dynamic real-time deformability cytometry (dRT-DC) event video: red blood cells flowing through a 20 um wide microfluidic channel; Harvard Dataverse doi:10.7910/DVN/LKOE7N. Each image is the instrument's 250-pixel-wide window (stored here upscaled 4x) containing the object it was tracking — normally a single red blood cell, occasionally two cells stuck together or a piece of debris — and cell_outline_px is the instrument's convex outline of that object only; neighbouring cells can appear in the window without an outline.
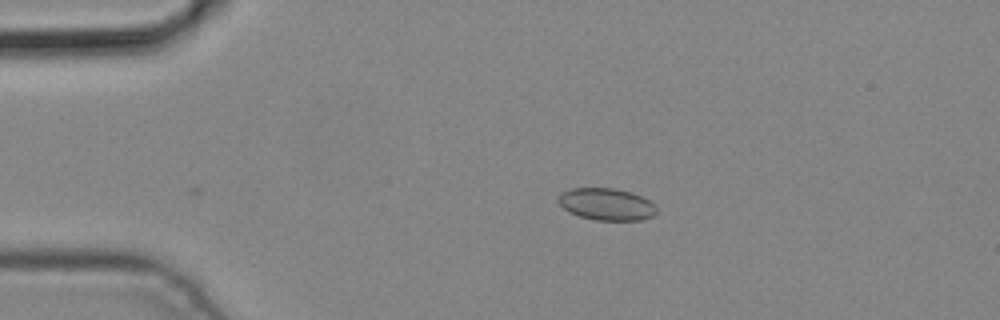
{"species": "common noctule bat (a hibernating species)", "species_latin": "Nyctalus noctula", "temperature_condition": "cold", "stored_images_in_passage": 3, "camera_frame_rate_fps": 3000, "um_per_image_px": 0.085, "animal": {"sex": "male", "body_mass_g": 19.2, "forearm_length_mm": 51.8}, "frame": {"image": 1, "passage_image": 1, "time_ms": 0.0, "image_size_px": [1000, 320], "cell_outline_px": [[656, 212], [652, 216], [640, 220], [596, 220], [580, 216], [568, 212], [556, 200], [564, 192], [572, 188], [616, 188], [632, 192], [656, 204]], "centroid_in_image_um": [51.57, 17.36], "position_along_channel_um": 33.4, "area_um2": 18.26}}